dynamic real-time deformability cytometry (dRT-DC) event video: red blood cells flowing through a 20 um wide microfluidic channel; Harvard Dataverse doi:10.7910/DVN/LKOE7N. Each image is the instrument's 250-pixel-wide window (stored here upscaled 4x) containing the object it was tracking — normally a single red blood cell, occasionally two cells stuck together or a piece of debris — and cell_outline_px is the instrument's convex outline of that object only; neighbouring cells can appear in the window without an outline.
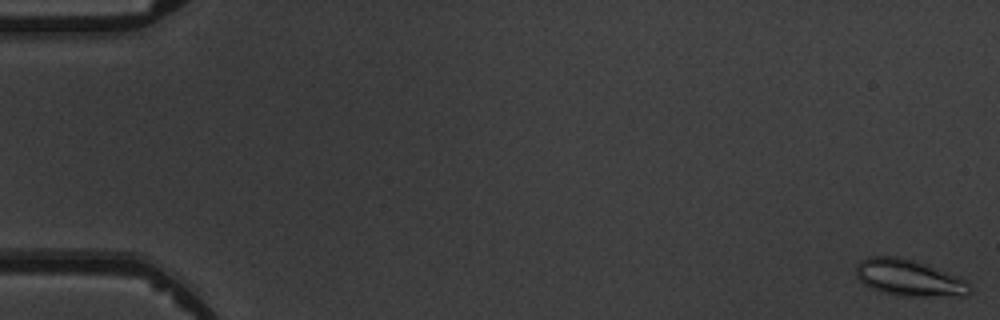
{"species": "common noctule bat (a hibernating species)", "species_latin": "Nyctalus noctula", "temperature_condition": "warm", "stored_images_in_passage": 7, "camera_frame_rate_fps": 3000, "um_per_image_px": 0.085, "animal": {"sex": "male", "body_mass_g": 19.5, "forearm_length_mm": 54.6}, "frame": {"image": 1, "passage_image": 1, "time_ms": 0.0, "image_size_px": [1000, 320], "cell_outline_px": [[972, 288], [968, 296], [900, 296], [880, 292], [864, 284], [856, 276], [856, 264], [860, 260], [868, 256], [896, 256], [928, 264], [948, 272], [972, 284]], "centroid_in_image_um": [77.28, 23.62], "position_along_channel_um": 7.7, "area_um2": 24.51}}
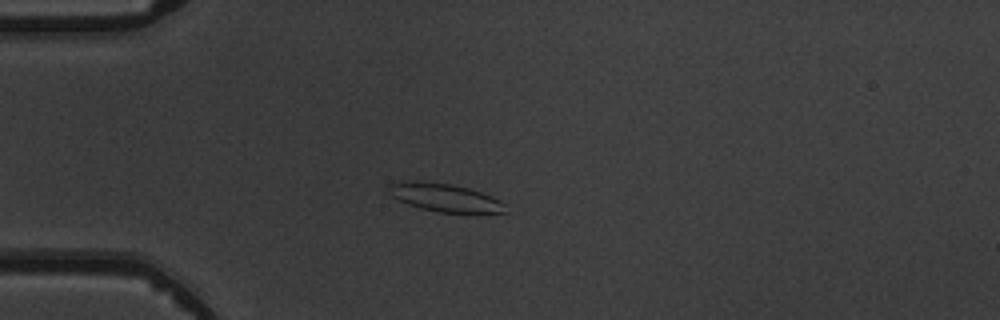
{"frame": {"image": 2, "passage_image": 5, "time_ms": 4.667, "image_size_px": [1000, 320], "cell_outline_px": [[508, 212], [440, 212], [420, 208], [408, 204], [392, 196], [388, 192], [388, 184], [404, 180], [416, 180], [452, 184], [468, 188], [492, 196], [500, 200], [504, 204]], "centroid_in_image_um": [37.76, 16.77], "position_along_channel_um": 47.2, "area_um2": 19.02}}